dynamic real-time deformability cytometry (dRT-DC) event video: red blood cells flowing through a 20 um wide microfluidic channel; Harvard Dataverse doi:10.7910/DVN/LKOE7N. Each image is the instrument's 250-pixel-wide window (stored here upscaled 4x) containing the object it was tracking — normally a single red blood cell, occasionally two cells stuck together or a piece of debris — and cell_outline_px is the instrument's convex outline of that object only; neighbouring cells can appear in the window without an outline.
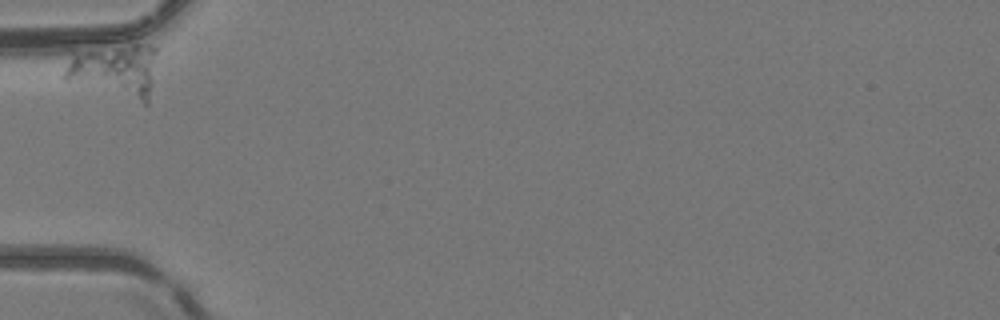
{"species": "common noctule bat (a hibernating species)", "species_latin": "Nyctalus noctula", "temperature_condition": "room temperature", "stored_images_in_passage": 33, "camera_frame_rate_fps": 3000, "um_per_image_px": 0.085, "animal": {"sex": "female", "body_mass_g": 24.6, "forearm_length_mm": 56.2}, "frame": {"image": 1, "passage_image": 1, "time_ms": 0.0, "image_size_px": [1000, 320], "cell_outline_px": [[156, 52], [152, 80], [148, 104], [144, 104], [64, 80], [64, 72], [68, 48], [128, 36], [148, 44], [156, 48]], "centroid_in_image_um": [9.66, 5.75], "position_along_channel_um": 75.3, "area_um2": 32.37}}
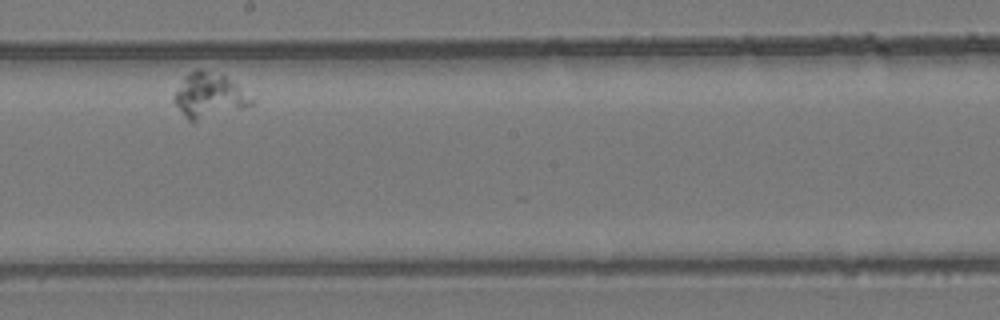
{"frame": {"image": 2, "passage_image": 19, "time_ms": 6.0, "image_size_px": [1000, 320], "cell_outline_px": [[256, 100], [252, 104], [244, 108], [192, 124], [184, 116], [172, 100], [172, 96], [184, 76], [196, 68], [200, 68], [224, 76], [236, 84]], "centroid_in_image_um": [17.74, 8.16], "position_along_channel_um": 230.5, "area_um2": 20.58}}
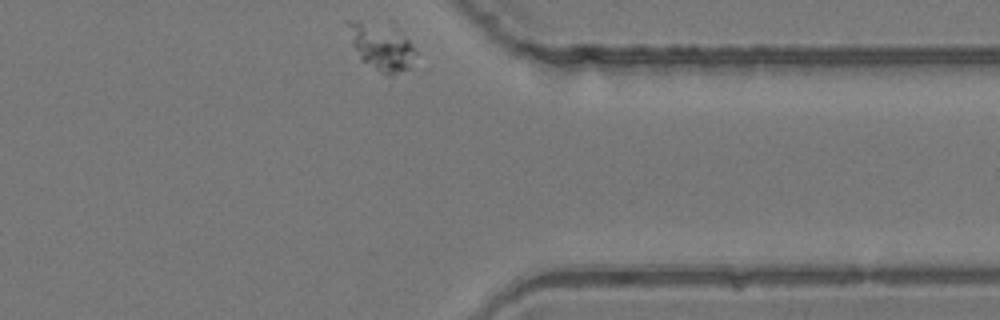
{"frame": {"image": 3, "passage_image": 33, "time_ms": 10.667, "image_size_px": [1000, 320], "cell_outline_px": [[416, 52], [408, 68], [392, 76], [388, 76], [380, 72], [364, 60], [360, 56], [352, 44], [344, 24], [344, 20], [352, 20], [408, 40]], "centroid_in_image_um": [32.34, 4.09], "position_along_channel_um": 379.1, "area_um2": 16.47}}